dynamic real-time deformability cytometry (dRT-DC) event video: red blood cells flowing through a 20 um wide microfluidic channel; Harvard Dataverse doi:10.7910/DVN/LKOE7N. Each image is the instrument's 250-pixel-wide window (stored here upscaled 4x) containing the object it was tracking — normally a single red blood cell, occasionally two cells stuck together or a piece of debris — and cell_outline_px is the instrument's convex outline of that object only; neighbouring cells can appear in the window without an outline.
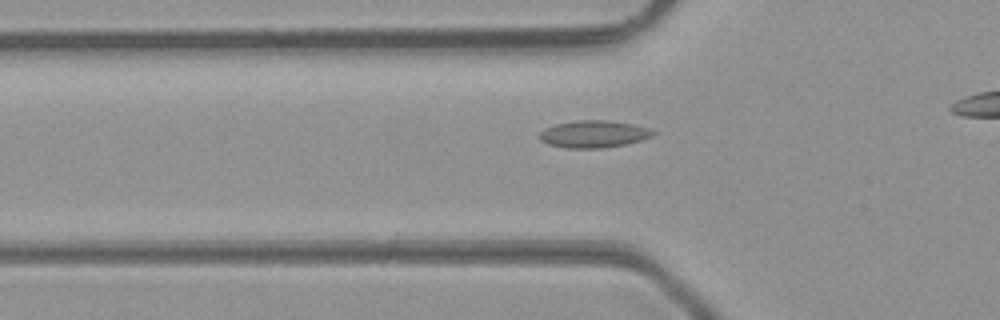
{"species": "common noctule bat (a hibernating species)", "species_latin": "Nyctalus noctula", "temperature_condition": "room temperature", "stored_images_in_passage": 33, "camera_frame_rate_fps": 3000, "um_per_image_px": 0.085, "animal": {"sex": "male", "body_mass_g": 23.1, "forearm_length_mm": 52.7}, "frame": {"image": 1, "passage_image": 10, "time_ms": 3.0, "image_size_px": [1000, 320], "cell_outline_px": [[656, 132], [652, 136], [628, 144], [604, 148], [564, 148], [548, 144], [540, 140], [540, 132], [544, 128], [556, 124], [576, 120], [608, 120], [632, 124], [648, 128]], "centroid_in_image_um": [50.45, 11.4], "position_along_channel_um": 75.3, "area_um2": 18.03}}
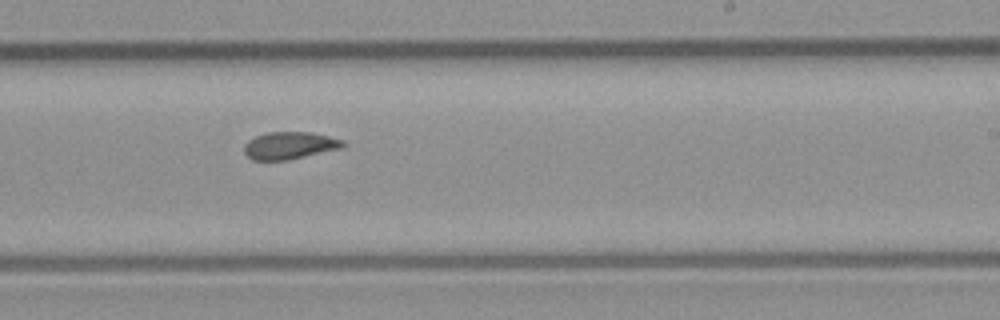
{"frame": {"image": 2, "passage_image": 23, "time_ms": 7.333, "image_size_px": [1000, 320], "cell_outline_px": [[344, 148], [288, 160], [252, 160], [244, 152], [244, 144], [248, 140], [256, 136], [268, 132], [312, 132], [344, 140]], "centroid_in_image_um": [24.63, 12.37], "position_along_channel_um": 264.4, "area_um2": 15.84}}
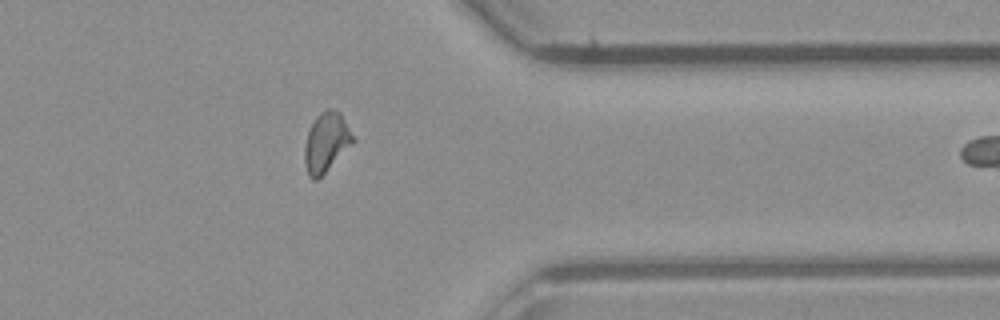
{"frame": {"image": 3, "passage_image": 32, "time_ms": 10.333, "image_size_px": [1000, 320], "cell_outline_px": [[356, 140], [316, 180], [312, 180], [308, 176], [304, 160], [304, 148], [308, 132], [316, 116], [320, 112], [328, 108], [332, 108], [340, 112]], "centroid_in_image_um": [27.72, 12.07], "position_along_channel_um": 383.7, "area_um2": 16.53}}